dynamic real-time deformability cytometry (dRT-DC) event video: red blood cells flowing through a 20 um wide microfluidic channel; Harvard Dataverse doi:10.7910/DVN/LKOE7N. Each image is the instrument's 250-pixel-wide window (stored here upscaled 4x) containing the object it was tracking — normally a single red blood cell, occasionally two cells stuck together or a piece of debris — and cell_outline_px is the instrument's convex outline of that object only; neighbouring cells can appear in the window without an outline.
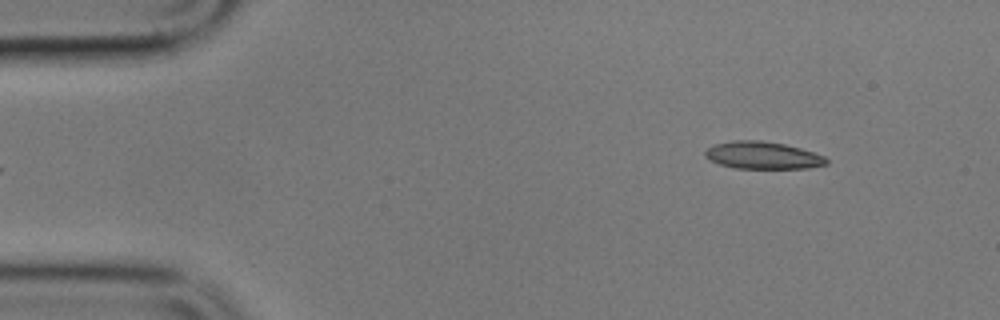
{"species": "common noctule bat (a hibernating species)", "species_latin": "Nyctalus noctula", "temperature_condition": "cold", "stored_images_in_passage": 7, "camera_frame_rate_fps": 3000, "um_per_image_px": 0.085, "animal": {"sex": "male", "body_mass_g": 17.9}, "frame": {"image": 1, "passage_image": 7, "time_ms": 7.0, "image_size_px": [1000, 320], "cell_outline_px": [[828, 164], [808, 168], [732, 168], [708, 160], [704, 156], [704, 152], [708, 148], [716, 144], [732, 140], [760, 140], [784, 144], [800, 148], [824, 156], [828, 160]], "centroid_in_image_um": [64.81, 13.2], "position_along_channel_um": 20.2, "area_um2": 19.31}}